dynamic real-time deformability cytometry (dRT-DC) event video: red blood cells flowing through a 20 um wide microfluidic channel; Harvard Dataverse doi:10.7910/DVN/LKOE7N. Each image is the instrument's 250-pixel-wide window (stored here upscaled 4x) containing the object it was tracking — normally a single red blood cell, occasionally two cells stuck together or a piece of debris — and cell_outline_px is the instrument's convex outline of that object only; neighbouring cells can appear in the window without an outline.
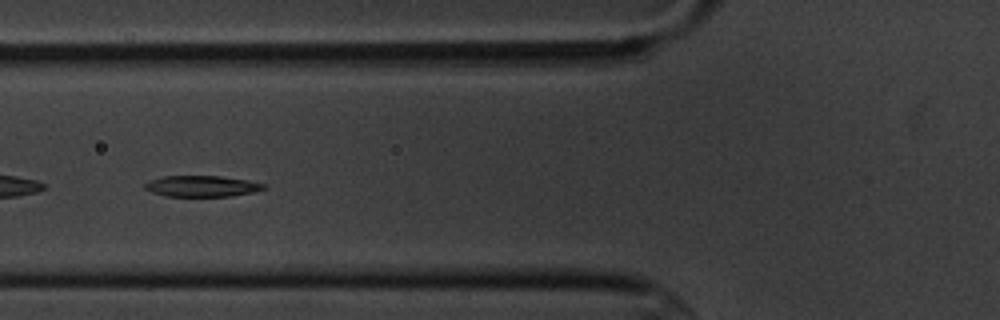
{"species": "common noctule bat (a hibernating species)", "species_latin": "Nyctalus noctula", "temperature_condition": "cold", "stored_images_in_passage": 9, "segment_of_instrument_passage": [2, 2], "camera_frame_rate_fps": 3000, "um_per_image_px": 0.085, "animal": {"sex": "male", "body_mass_g": 20.1, "forearm_length_mm": 53.5}, "frame": {"image": 1, "passage_image": 7, "time_ms": 7.0, "image_size_px": [1000, 320], "cell_outline_px": [[268, 188], [252, 192], [232, 196], [164, 196], [152, 192], [144, 188], [144, 184], [148, 180], [164, 176], [220, 176], [248, 180], [264, 184]], "centroid_in_image_um": [17.14, 15.82], "position_along_channel_um": 108.7, "area_um2": 14.62}}
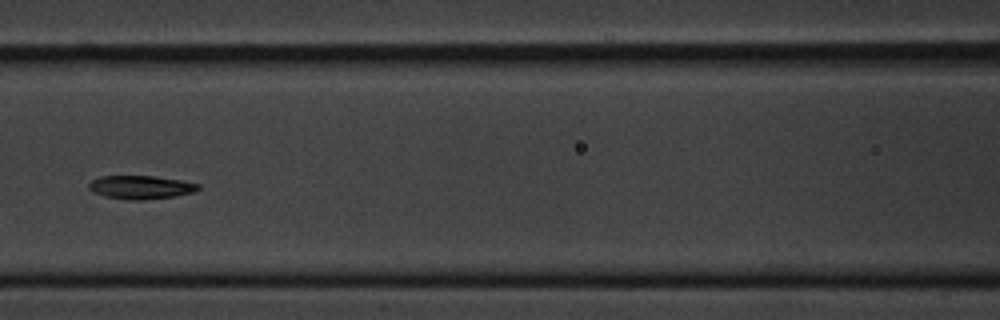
{"frame": {"image": 2, "passage_image": 8, "time_ms": 8.333, "image_size_px": [1000, 320], "cell_outline_px": [[200, 188], [196, 192], [172, 196], [144, 200], [128, 200], [104, 196], [92, 192], [88, 188], [88, 184], [92, 180], [100, 176], [156, 176], [180, 180], [200, 184]], "centroid_in_image_um": [11.95, 15.91], "position_along_channel_um": 154.6, "area_um2": 15.03}}
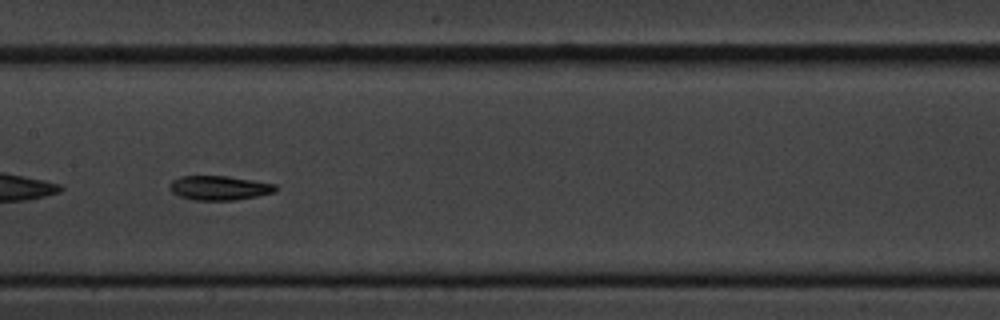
{"frame": {"image": 3, "passage_image": 9, "time_ms": 9.333, "image_size_px": [1000, 320], "cell_outline_px": [[276, 192], [256, 196], [232, 200], [192, 200], [180, 196], [172, 192], [168, 188], [168, 184], [172, 180], [180, 176], [228, 176], [276, 184]], "centroid_in_image_um": [18.6, 15.97], "position_along_channel_um": 188.8, "area_um2": 15.03}}